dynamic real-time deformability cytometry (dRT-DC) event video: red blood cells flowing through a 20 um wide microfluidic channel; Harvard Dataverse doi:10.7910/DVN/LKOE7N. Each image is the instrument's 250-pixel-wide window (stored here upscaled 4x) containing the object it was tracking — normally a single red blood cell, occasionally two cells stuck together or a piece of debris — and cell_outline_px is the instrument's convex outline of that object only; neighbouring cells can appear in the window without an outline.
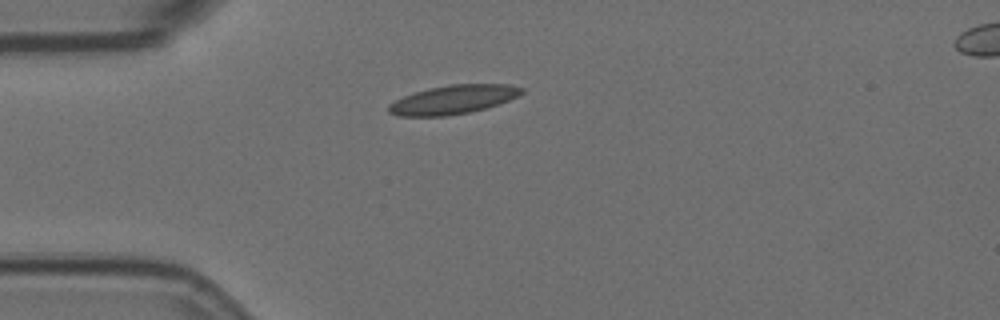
{"species": "Egyptian fruit bat (a non-hibernating species)", "species_latin": "Rousettus aegyptiacus", "temperature_condition": "room temperature", "stored_images_in_passage": 3, "camera_frame_rate_fps": 3000, "um_per_image_px": 0.085, "animal": {"sex": "female"}, "frame": {"image": 1, "passage_image": 3, "time_ms": 0.667, "image_size_px": [1000, 320], "cell_outline_px": [[524, 92], [508, 100], [484, 108], [468, 112], [444, 116], [400, 116], [388, 112], [388, 104], [404, 96], [428, 88], [452, 84], [508, 84], [524, 88]], "centroid_in_image_um": [38.5, 8.46], "position_along_channel_um": 46.5, "area_um2": 22.02}}